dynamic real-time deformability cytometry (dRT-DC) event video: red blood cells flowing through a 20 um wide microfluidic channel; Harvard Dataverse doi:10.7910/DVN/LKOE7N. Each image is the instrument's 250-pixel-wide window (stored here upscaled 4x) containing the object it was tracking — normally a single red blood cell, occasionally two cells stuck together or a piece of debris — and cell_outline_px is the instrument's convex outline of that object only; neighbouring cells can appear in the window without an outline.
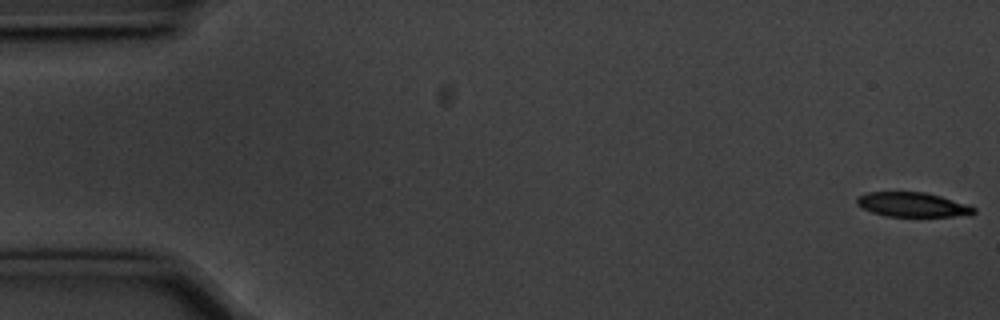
{"species": "common noctule bat (a hibernating species)", "species_latin": "Nyctalus noctula", "temperature_condition": "cold", "stored_images_in_passage": 56, "camera_frame_rate_fps": 3000, "um_per_image_px": 0.085, "animal": {"sex": "male", "body_mass_g": 20.1, "forearm_length_mm": 53.5}, "frame": {"image": 1, "passage_image": 1, "time_ms": 0.0, "image_size_px": [1000, 320], "cell_outline_px": [[976, 212], [972, 216], [884, 216], [872, 212], [856, 204], [856, 200], [860, 196], [868, 192], [924, 192], [940, 196], [968, 204], [976, 208]], "centroid_in_image_um": [77.63, 17.4], "position_along_channel_um": 7.4, "area_um2": 16.7}}
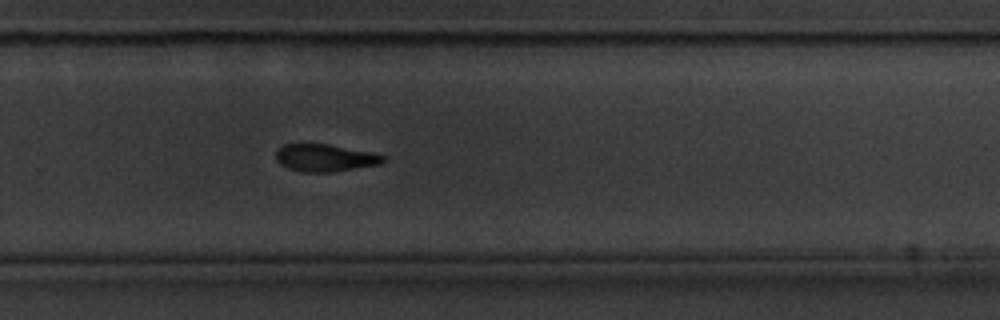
{"frame": {"image": 2, "passage_image": 37, "time_ms": 12.0, "image_size_px": [1000, 320], "cell_outline_px": [[388, 160], [380, 164], [332, 172], [300, 172], [288, 168], [280, 164], [276, 160], [276, 152], [284, 144], [328, 144], [368, 152], [384, 156]], "centroid_in_image_um": [27.61, 13.43], "position_along_channel_um": 302.2, "area_um2": 16.94}}
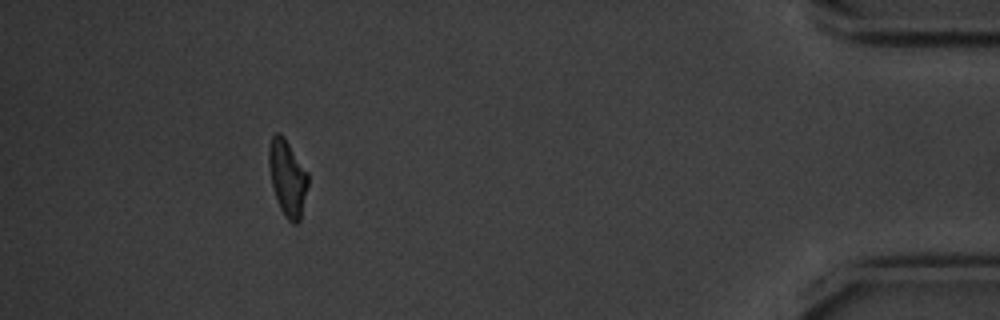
{"frame": {"image": 3, "passage_image": 51, "time_ms": 16.667, "image_size_px": [1000, 320], "cell_outline_px": [[308, 184], [300, 220], [296, 224], [292, 224], [284, 216], [280, 208], [272, 184], [268, 164], [268, 144], [272, 136], [276, 132], [280, 132], [284, 136], [308, 172]], "centroid_in_image_um": [24.43, 15.09], "position_along_channel_um": 410.8, "area_um2": 17.46}, "authors_computed_cell_mechanics": {"area_um2": 18.207, "velocity_mm_per_s": 3.5816, "shape_relaxation_time_tau1_ms": 2.3983, "shape_relaxation_time_tau2_ms": null, "deformation_change_tau1": 0.1575, "deformation_change_tau2": null}}